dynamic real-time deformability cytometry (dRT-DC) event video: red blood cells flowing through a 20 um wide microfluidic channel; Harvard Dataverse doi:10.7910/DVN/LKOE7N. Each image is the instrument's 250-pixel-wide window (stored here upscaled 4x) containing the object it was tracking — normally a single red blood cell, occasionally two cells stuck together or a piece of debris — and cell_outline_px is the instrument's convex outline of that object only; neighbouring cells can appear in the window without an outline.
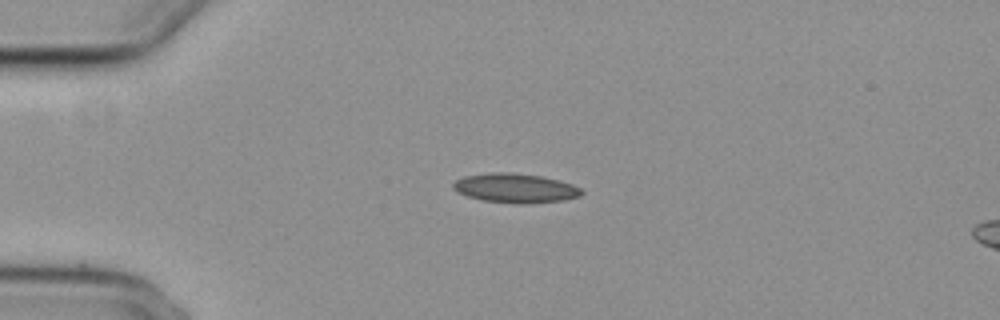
{"species": "common noctule bat (a hibernating species)", "species_latin": "Nyctalus noctula", "temperature_condition": "cold", "stored_images_in_passage": 10, "camera_frame_rate_fps": 3000, "um_per_image_px": 0.085, "animal": {"sex": "female", "body_mass_g": 29.2, "forearm_length_mm": 56.3}, "frame": {"image": 1, "passage_image": 1, "time_ms": 0.0, "image_size_px": [1000, 320], "cell_outline_px": [[584, 192], [580, 196], [564, 200], [528, 204], [512, 204], [484, 200], [468, 196], [456, 192], [452, 188], [452, 184], [456, 180], [464, 176], [488, 172], [512, 172], [540, 176], [560, 180], [572, 184], [580, 188]], "centroid_in_image_um": [43.8, 15.99], "position_along_channel_um": 41.2, "area_um2": 22.2}}
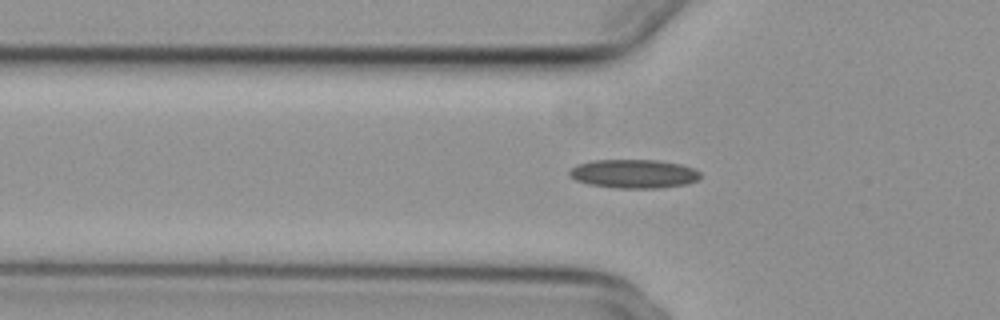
{"frame": {"image": 2, "passage_image": 6, "time_ms": 1.667, "image_size_px": [1000, 320], "cell_outline_px": [[700, 180], [688, 184], [660, 188], [616, 188], [588, 184], [576, 180], [568, 176], [568, 172], [576, 164], [592, 160], [656, 160], [680, 164], [692, 168], [700, 172]], "centroid_in_image_um": [53.86, 14.77], "position_along_channel_um": 71.9, "area_um2": 22.14}}